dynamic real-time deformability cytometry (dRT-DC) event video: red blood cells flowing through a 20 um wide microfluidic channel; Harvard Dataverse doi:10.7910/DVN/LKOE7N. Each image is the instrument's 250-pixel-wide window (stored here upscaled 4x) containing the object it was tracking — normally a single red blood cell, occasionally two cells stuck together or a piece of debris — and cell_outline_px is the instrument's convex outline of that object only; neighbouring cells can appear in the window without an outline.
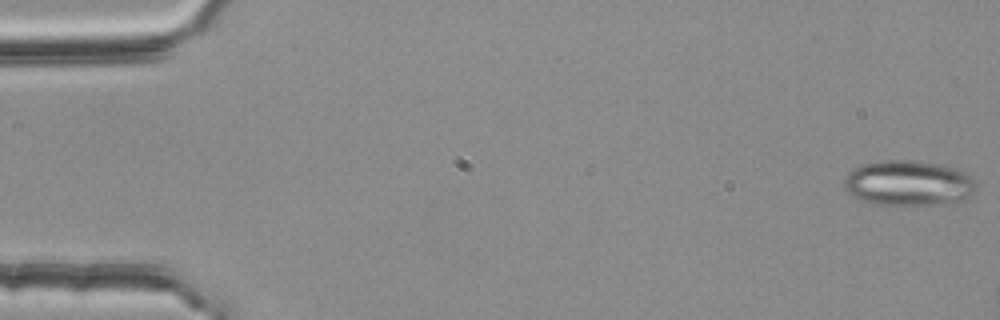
{"species": "common noctule bat (a hibernating species)", "species_latin": "Nyctalus noctula", "temperature_condition": "room temperature", "stored_images_in_passage": 9, "camera_frame_rate_fps": 3000, "um_per_image_px": 0.085, "animal": {"sex": "female", "body_mass_g": 25.1}, "frame": {"image": 1, "passage_image": 1, "time_ms": 0.0, "image_size_px": [1000, 320], "cell_outline_px": [[976, 188], [968, 196], [960, 200], [944, 204], [872, 204], [852, 196], [844, 188], [844, 180], [848, 172], [852, 168], [860, 164], [880, 160], [912, 160], [936, 164], [956, 168], [968, 172], [976, 180]], "centroid_in_image_um": [77.2, 15.54], "position_along_channel_um": 7.8, "area_um2": 35.03}}